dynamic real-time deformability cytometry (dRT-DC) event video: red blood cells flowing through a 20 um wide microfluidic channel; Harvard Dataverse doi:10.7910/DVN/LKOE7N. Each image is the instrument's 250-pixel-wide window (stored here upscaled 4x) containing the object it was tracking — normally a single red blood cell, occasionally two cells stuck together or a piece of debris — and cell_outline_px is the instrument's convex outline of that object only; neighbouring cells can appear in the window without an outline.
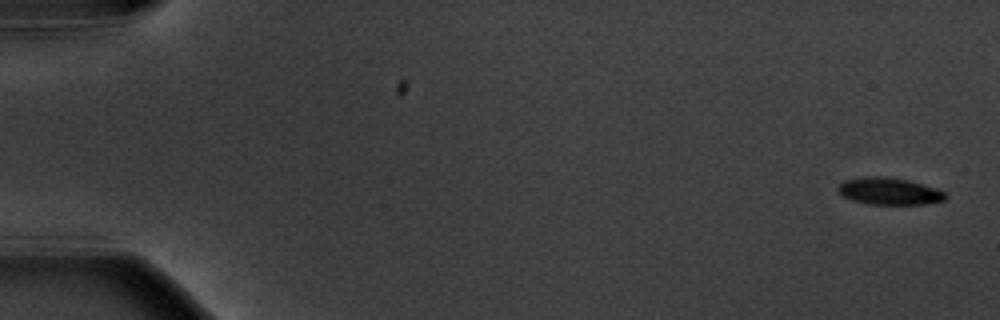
{"species": "common noctule bat (a hibernating species)", "species_latin": "Nyctalus noctula", "temperature_condition": "warm", "stored_images_in_passage": 4, "camera_frame_rate_fps": 3000, "um_per_image_px": 0.085, "animal": {"sex": "male", "body_mass_g": 20.1, "forearm_length_mm": 53.5}, "frame": {"image": 1, "passage_image": 1, "time_ms": 0.0, "image_size_px": [1000, 320], "cell_outline_px": [[948, 196], [944, 200], [924, 204], [868, 204], [852, 200], [844, 196], [836, 188], [844, 180], [868, 176], [888, 176], [908, 180], [944, 192]], "centroid_in_image_um": [75.55, 16.25], "position_along_channel_um": 9.5, "area_um2": 16.7}}